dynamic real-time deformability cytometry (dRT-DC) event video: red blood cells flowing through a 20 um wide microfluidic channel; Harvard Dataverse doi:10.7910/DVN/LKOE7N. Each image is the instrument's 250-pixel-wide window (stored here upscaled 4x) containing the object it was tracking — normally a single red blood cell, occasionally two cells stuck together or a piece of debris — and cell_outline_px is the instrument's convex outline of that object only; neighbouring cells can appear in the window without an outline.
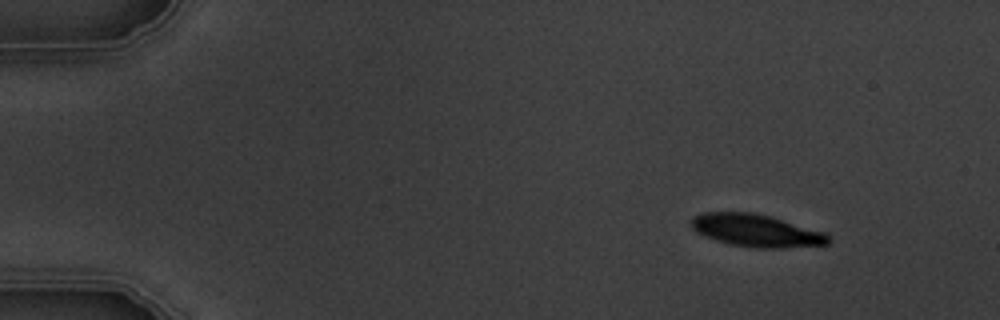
{"species": "common noctule bat (a hibernating species)", "species_latin": "Nyctalus noctula", "temperature_condition": "warm", "stored_images_in_passage": 3, "camera_frame_rate_fps": 3000, "um_per_image_px": 0.085, "animal": {"sex": "male", "body_mass_g": 19.5, "forearm_length_mm": 54.6}, "frame": {"image": 1, "passage_image": 1, "time_ms": 0.0, "image_size_px": [1000, 320], "cell_outline_px": [[832, 240], [828, 244], [784, 248], [756, 248], [728, 244], [704, 236], [696, 232], [692, 228], [692, 216], [700, 212], [752, 212], [768, 216], [824, 232]], "centroid_in_image_um": [64.24, 19.6], "position_along_channel_um": 20.8, "area_um2": 25.89}}